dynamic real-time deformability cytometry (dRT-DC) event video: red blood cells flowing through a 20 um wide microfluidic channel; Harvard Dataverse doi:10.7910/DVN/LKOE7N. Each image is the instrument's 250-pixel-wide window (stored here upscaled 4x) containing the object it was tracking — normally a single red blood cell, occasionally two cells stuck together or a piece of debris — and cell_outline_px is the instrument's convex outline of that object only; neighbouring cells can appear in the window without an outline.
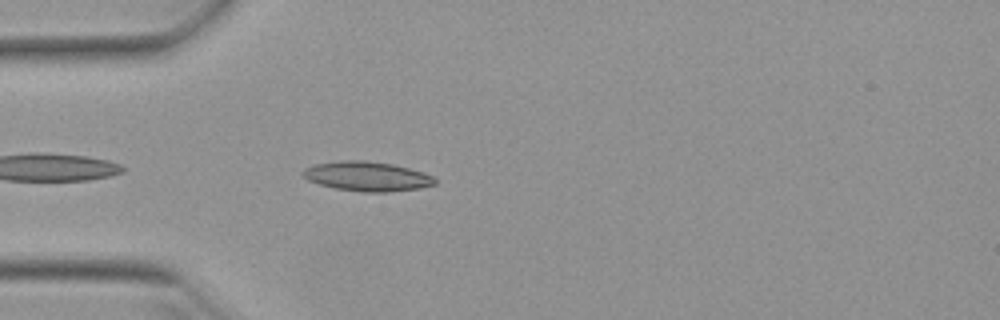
{"species": "Egyptian fruit bat (a non-hibernating species)", "species_latin": "Rousettus aegyptiacus", "temperature_condition": "warm", "stored_images_in_passage": 6, "camera_frame_rate_fps": 3000, "um_per_image_px": 0.085, "animal": {"sex": "female"}, "frame": {"image": 1, "passage_image": 2, "time_ms": 0.333, "image_size_px": [1000, 320], "cell_outline_px": [[436, 184], [420, 188], [388, 192], [364, 192], [336, 188], [320, 184], [308, 180], [300, 172], [304, 168], [316, 164], [340, 160], [364, 160], [392, 164], [424, 172], [432, 176], [436, 180]], "centroid_in_image_um": [31.2, 14.98], "position_along_channel_um": 53.8, "area_um2": 22.66}}
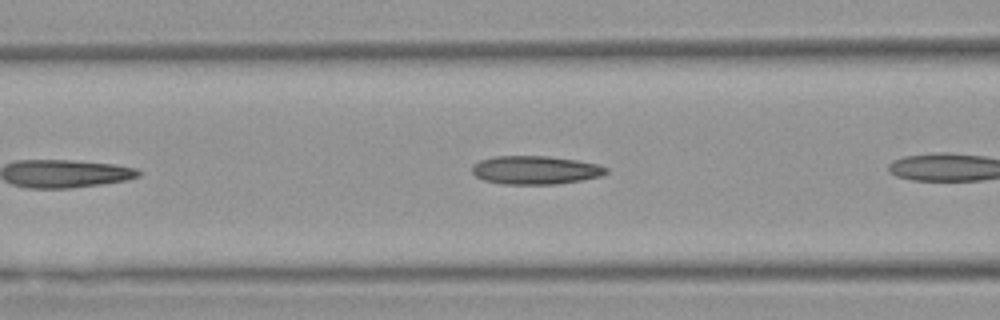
{"frame": {"image": 2, "passage_image": 5, "time_ms": 1.333, "image_size_px": [1000, 320], "cell_outline_px": [[608, 172], [600, 176], [580, 180], [556, 184], [500, 184], [484, 180], [476, 176], [472, 172], [472, 164], [480, 160], [492, 156], [548, 156], [576, 160], [596, 164], [608, 168]], "centroid_in_image_um": [45.46, 14.45], "position_along_channel_um": 121.1, "area_um2": 22.2}}